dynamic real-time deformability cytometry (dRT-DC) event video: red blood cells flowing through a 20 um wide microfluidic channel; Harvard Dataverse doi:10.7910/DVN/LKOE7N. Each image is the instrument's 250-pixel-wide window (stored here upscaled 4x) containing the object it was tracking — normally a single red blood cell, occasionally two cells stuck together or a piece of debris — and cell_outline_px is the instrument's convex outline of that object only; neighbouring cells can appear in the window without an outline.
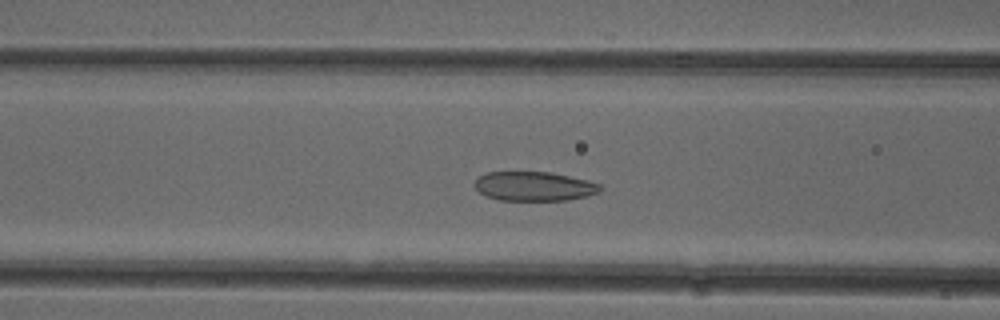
{"species": "common noctule bat (a hibernating species)", "species_latin": "Nyctalus noctula", "temperature_condition": "cold", "stored_images_in_passage": 50, "camera_frame_rate_fps": 3000, "um_per_image_px": 0.085, "animal": {"sex": "female"}, "frame": {"image": 1, "passage_image": 19, "time_ms": 6.0, "image_size_px": [1000, 320], "cell_outline_px": [[604, 188], [600, 192], [588, 196], [568, 200], [500, 200], [484, 196], [472, 184], [480, 176], [488, 172], [552, 172], [588, 180], [600, 184]], "centroid_in_image_um": [45.43, 15.83], "position_along_channel_um": 121.2, "area_um2": 21.62}}
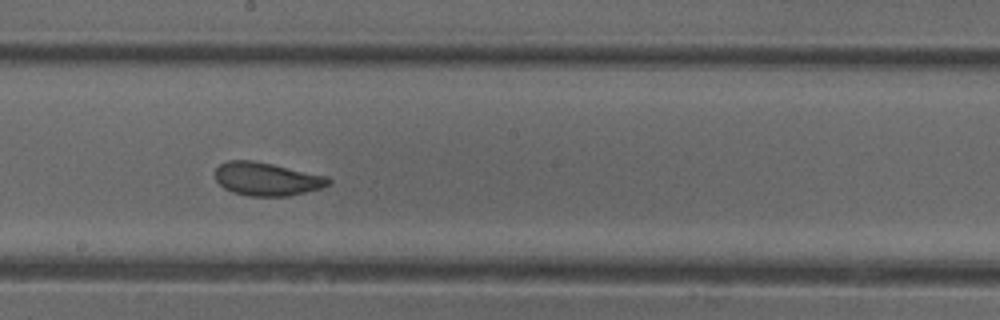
{"frame": {"image": 2, "passage_image": 27, "time_ms": 8.667, "image_size_px": [1000, 320], "cell_outline_px": [[332, 180], [328, 184], [320, 188], [288, 196], [248, 196], [232, 192], [224, 188], [216, 180], [216, 168], [220, 164], [228, 160], [252, 160], [272, 164], [328, 176]], "centroid_in_image_um": [22.66, 15.21], "position_along_channel_um": 225.5, "area_um2": 21.85}}
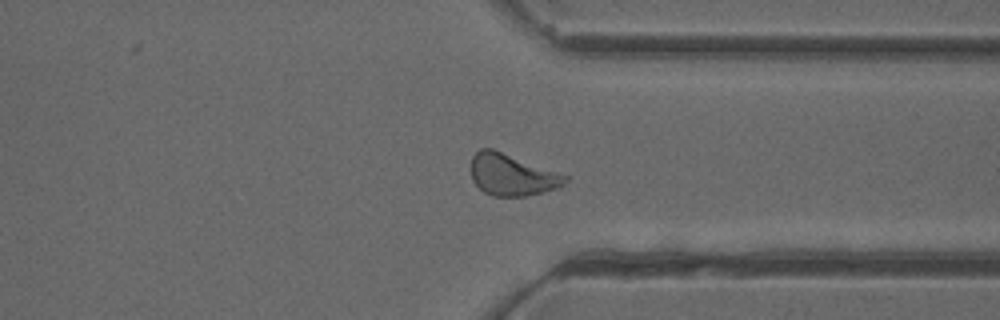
{"frame": {"image": 3, "passage_image": 38, "time_ms": 12.333, "image_size_px": [1000, 320], "cell_outline_px": [[568, 180], [560, 188], [544, 192], [524, 196], [492, 196], [484, 192], [472, 180], [472, 156], [480, 148], [492, 148], [568, 176]], "centroid_in_image_um": [43.52, 14.87], "position_along_channel_um": 367.9, "area_um2": 22.72}, "authors_computed_cell_mechanics": {"area_um2": 22.9177, "velocity_mm_per_s": 3.9086, "shape_relaxation_time_tau1_ms": 7.2208, "shape_relaxation_time_tau2_ms": 1.2587, "deformation_change_tau1": 0.161, "deformation_change_tau2": 0.0717}}